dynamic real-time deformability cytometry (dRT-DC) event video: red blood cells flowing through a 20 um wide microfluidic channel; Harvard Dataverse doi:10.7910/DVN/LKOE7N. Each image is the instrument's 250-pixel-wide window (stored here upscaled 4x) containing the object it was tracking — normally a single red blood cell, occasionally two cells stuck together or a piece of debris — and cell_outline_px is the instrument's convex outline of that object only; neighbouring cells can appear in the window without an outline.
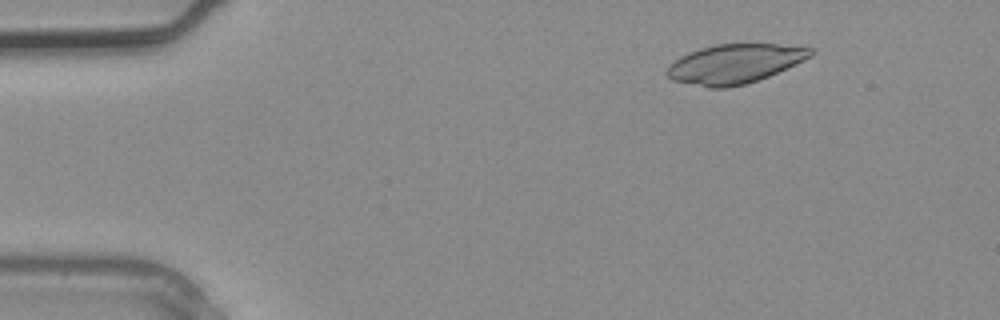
{"species": "common noctule bat (a hibernating species)", "species_latin": "Nyctalus noctula", "temperature_condition": "warm", "stored_images_in_passage": 2, "camera_frame_rate_fps": 3000, "um_per_image_px": 0.085, "animal": {"sex": "male", "body_mass_g": 20.4}, "frame": {"image": 1, "passage_image": 1, "time_ms": 0.0, "image_size_px": [1000, 320], "cell_outline_px": [[816, 52], [812, 56], [768, 76], [744, 84], [728, 88], [708, 88], [672, 80], [668, 76], [668, 64], [700, 48], [716, 44], [776, 44], [812, 48]], "centroid_in_image_um": [62.46, 5.43], "position_along_channel_um": 22.5, "area_um2": 32.43}}